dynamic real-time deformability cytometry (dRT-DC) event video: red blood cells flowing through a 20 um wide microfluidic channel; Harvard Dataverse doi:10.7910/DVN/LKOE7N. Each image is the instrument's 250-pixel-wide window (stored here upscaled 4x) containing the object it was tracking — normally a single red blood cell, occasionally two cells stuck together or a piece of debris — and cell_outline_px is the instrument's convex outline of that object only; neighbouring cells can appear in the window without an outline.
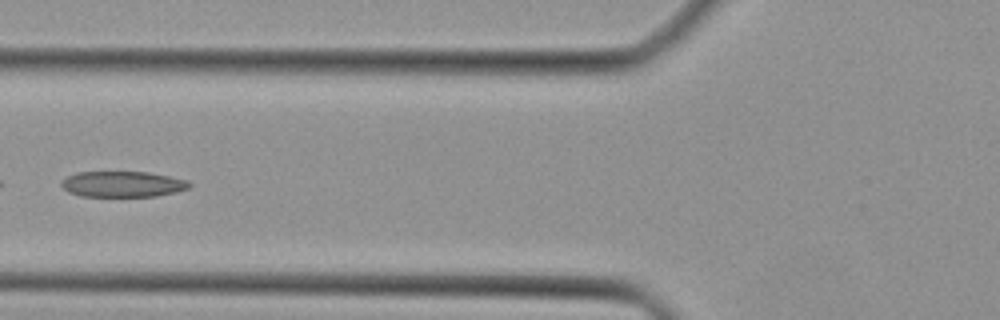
{"species": "Egyptian fruit bat (a non-hibernating species)", "species_latin": "Rousettus aegyptiacus", "temperature_condition": "cold", "stored_images_in_passage": 24, "camera_frame_rate_fps": 3000, "um_per_image_px": 0.085, "animal": {"sex": "female"}, "frame": {"image": 1, "passage_image": 10, "time_ms": 3.0, "image_size_px": [1000, 320], "cell_outline_px": [[192, 184], [188, 188], [176, 192], [156, 196], [80, 196], [68, 192], [60, 184], [60, 180], [76, 172], [148, 172], [188, 180]], "centroid_in_image_um": [10.41, 15.65], "position_along_channel_um": 115.4, "area_um2": 19.25}}
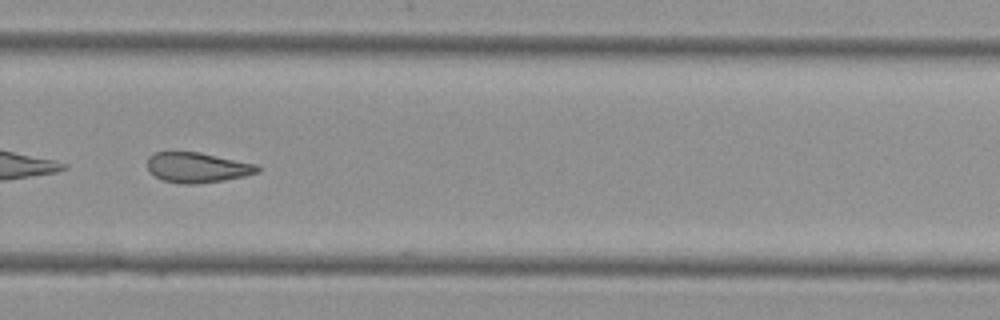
{"frame": {"image": 2, "passage_image": 23, "time_ms": 7.333, "image_size_px": [1000, 320], "cell_outline_px": [[260, 172], [244, 176], [224, 180], [196, 184], [184, 184], [164, 180], [148, 172], [148, 156], [156, 152], [200, 152], [256, 164], [260, 168]], "centroid_in_image_um": [16.77, 14.23], "position_along_channel_um": 313.0, "area_um2": 19.31}}